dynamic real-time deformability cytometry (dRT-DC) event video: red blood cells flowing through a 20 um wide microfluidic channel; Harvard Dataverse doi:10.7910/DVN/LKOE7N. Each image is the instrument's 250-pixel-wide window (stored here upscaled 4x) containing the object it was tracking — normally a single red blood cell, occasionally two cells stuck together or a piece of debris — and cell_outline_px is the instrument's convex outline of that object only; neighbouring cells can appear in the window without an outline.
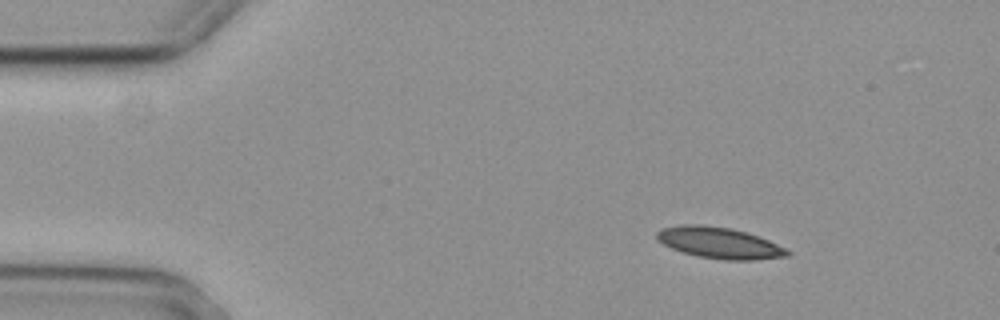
{"species": "common noctule bat (a hibernating species)", "species_latin": "Nyctalus noctula", "temperature_condition": "cold", "stored_images_in_passage": 5, "camera_frame_rate_fps": 3000, "um_per_image_px": 0.085, "animal": {"sex": "female", "body_mass_g": 29.2, "forearm_length_mm": 56.3}, "frame": {"image": 1, "passage_image": 1, "time_ms": 0.0, "image_size_px": [1000, 320], "cell_outline_px": [[792, 252], [788, 256], [756, 260], [724, 260], [696, 256], [672, 248], [664, 244], [656, 236], [656, 232], [660, 228], [680, 224], [700, 224], [732, 228], [748, 232], [768, 240]], "centroid_in_image_um": [61.14, 20.63], "position_along_channel_um": 23.9, "area_um2": 23.81}}
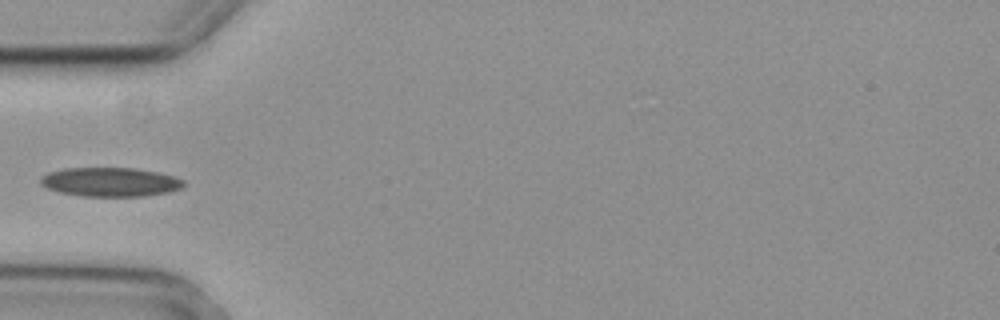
{"frame": {"image": 2, "passage_image": 4, "time_ms": 1.0, "image_size_px": [1000, 320], "cell_outline_px": [[188, 184], [180, 188], [168, 192], [144, 196], [80, 196], [60, 192], [48, 188], [40, 184], [40, 176], [48, 172], [64, 168], [132, 168], [160, 172], [176, 176], [184, 180]], "centroid_in_image_um": [9.4, 15.46], "position_along_channel_um": 75.6, "area_um2": 24.45}}